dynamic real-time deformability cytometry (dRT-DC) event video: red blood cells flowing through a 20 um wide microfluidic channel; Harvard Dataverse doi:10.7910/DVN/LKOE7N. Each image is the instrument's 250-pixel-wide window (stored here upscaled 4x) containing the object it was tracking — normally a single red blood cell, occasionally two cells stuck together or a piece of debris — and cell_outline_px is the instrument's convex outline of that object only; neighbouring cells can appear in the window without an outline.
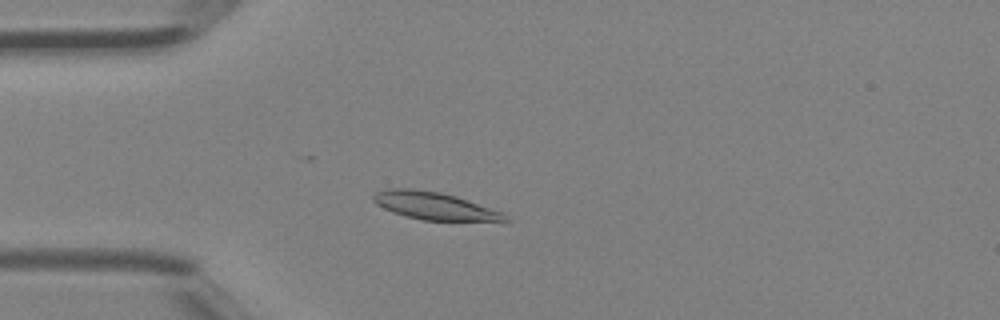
{"species": "Egyptian fruit bat (a non-hibernating species)", "species_latin": "Rousettus aegyptiacus", "temperature_condition": "room temperature", "stored_images_in_passage": 47, "camera_frame_rate_fps": 3000, "um_per_image_px": 0.085, "animal": {"sex": "female"}, "frame": {"image": 1, "passage_image": 13, "time_ms": 4.0, "image_size_px": [1000, 320], "cell_outline_px": [[512, 220], [508, 224], [424, 220], [404, 216], [392, 212], [376, 204], [372, 200], [372, 196], [376, 192], [384, 188], [412, 188], [440, 192], [456, 196], [500, 212]], "centroid_in_image_um": [37.03, 17.55], "position_along_channel_um": 48.0, "area_um2": 22.02}}
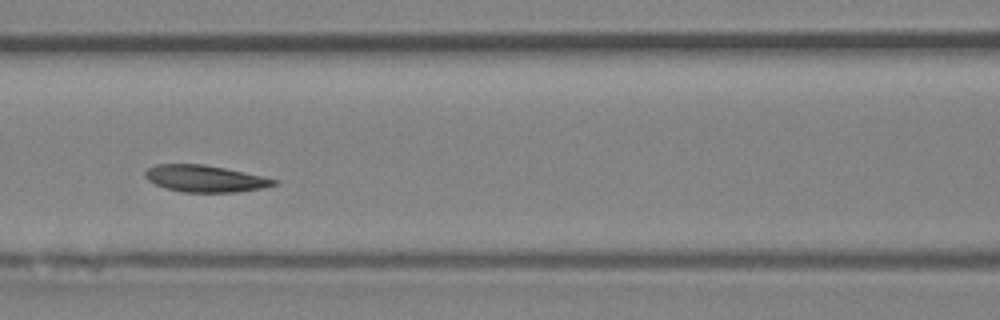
{"frame": {"image": 2, "passage_image": 21, "time_ms": 6.667, "image_size_px": [1000, 320], "cell_outline_px": [[280, 184], [264, 188], [236, 192], [180, 192], [164, 188], [148, 180], [144, 176], [144, 172], [148, 168], [156, 164], [204, 164], [244, 172], [280, 180]], "centroid_in_image_um": [17.45, 15.19], "position_along_channel_um": 149.1, "area_um2": 20.29}}
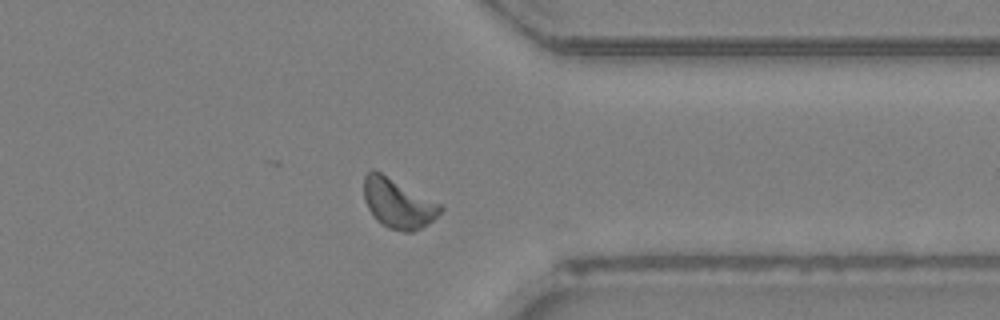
{"frame": {"image": 3, "passage_image": 37, "time_ms": 12.0, "image_size_px": [1000, 320], "cell_outline_px": [[444, 208], [428, 224], [412, 232], [404, 232], [388, 228], [380, 224], [376, 220], [368, 208], [364, 200], [364, 176], [372, 168], [444, 204]], "centroid_in_image_um": [33.85, 17.28], "position_along_channel_um": 377.6, "area_um2": 22.37}, "authors_computed_cell_mechanics": {"area_um2": 20.808, "velocity_mm_per_s": 4.3683, "shape_relaxation_time_tau1_ms": null, "shape_relaxation_time_tau2_ms": 4.8182, "deformation_change_tau1": null, "deformation_change_tau2": 0.0792}}